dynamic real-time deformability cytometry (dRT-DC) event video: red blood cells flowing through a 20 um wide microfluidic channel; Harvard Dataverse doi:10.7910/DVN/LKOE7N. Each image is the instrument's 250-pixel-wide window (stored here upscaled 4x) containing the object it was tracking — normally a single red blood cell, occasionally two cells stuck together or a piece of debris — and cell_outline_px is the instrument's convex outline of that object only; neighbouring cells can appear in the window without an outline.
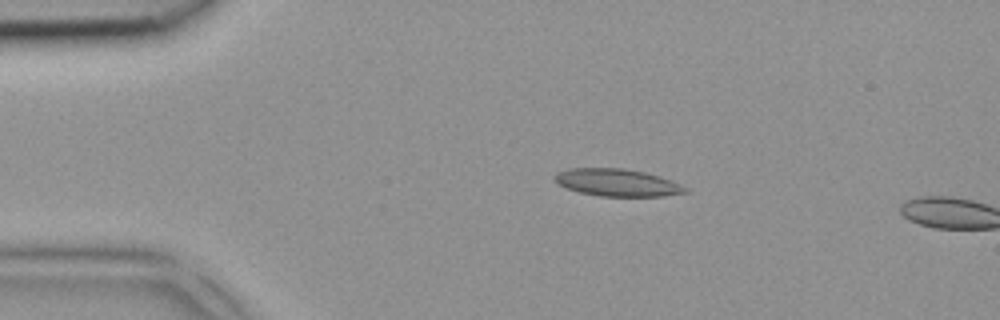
{"species": "common noctule bat (a hibernating species)", "species_latin": "Nyctalus noctula", "temperature_condition": "room temperature", "stored_images_in_passage": 4, "camera_frame_rate_fps": 3000, "um_per_image_px": 0.085, "animal": {"sex": "female", "body_mass_g": 18.4}, "frame": {"image": 1, "passage_image": 3, "time_ms": 0.667, "image_size_px": [1000, 320], "cell_outline_px": [[688, 192], [660, 196], [600, 196], [580, 192], [568, 188], [560, 184], [552, 176], [556, 172], [572, 168], [624, 168], [644, 172], [660, 176], [672, 180], [688, 188]], "centroid_in_image_um": [52.48, 15.51], "position_along_channel_um": 32.5, "area_um2": 20.69}}